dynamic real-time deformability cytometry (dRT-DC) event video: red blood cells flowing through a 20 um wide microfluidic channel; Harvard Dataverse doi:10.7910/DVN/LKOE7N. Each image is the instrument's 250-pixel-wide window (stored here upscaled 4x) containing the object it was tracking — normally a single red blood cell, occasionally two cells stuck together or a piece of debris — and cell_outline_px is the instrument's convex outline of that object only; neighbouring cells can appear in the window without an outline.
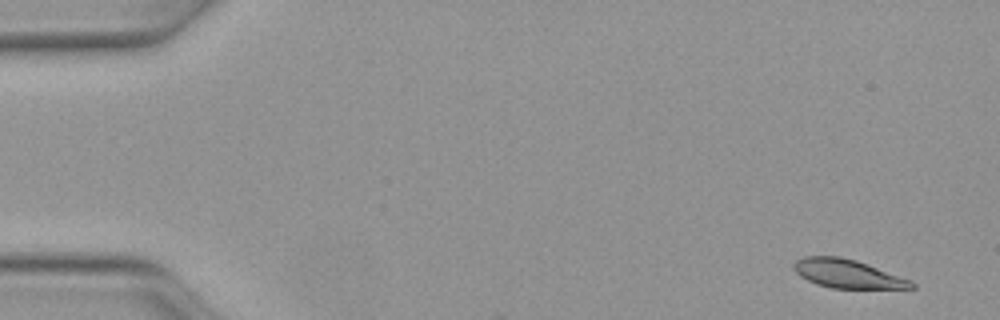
{"species": "Egyptian fruit bat (a non-hibernating species)", "species_latin": "Rousettus aegyptiacus", "temperature_condition": "warm", "stored_images_in_passage": 5, "camera_frame_rate_fps": 3000, "um_per_image_px": 0.085, "animal": {"sex": "female"}, "frame": {"image": 1, "passage_image": 3, "time_ms": 0.667, "image_size_px": [1000, 320], "cell_outline_px": [[916, 288], [832, 288], [816, 284], [800, 276], [792, 268], [792, 264], [796, 260], [804, 256], [840, 256], [856, 260], [912, 280], [916, 284]], "centroid_in_image_um": [72.03, 23.26], "position_along_channel_um": 13.0, "area_um2": 19.65}}